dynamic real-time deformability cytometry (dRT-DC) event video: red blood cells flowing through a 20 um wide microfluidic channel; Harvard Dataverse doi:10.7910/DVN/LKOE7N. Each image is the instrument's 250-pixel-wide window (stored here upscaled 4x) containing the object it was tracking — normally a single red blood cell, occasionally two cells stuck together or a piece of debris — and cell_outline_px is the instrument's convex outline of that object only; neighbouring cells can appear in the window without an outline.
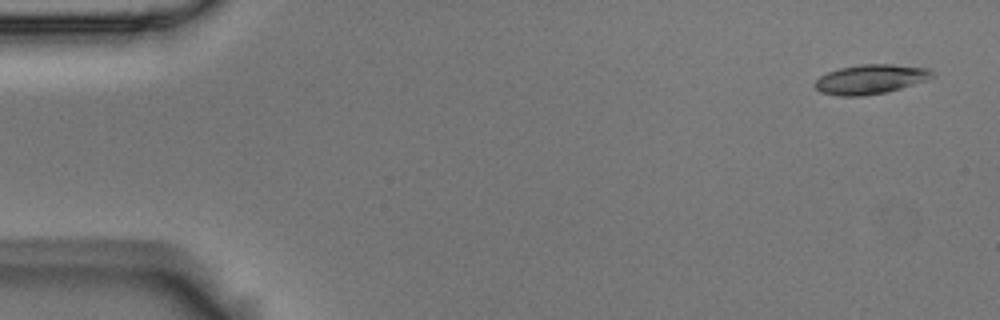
{"species": "Egyptian fruit bat (a non-hibernating species)", "species_latin": "Rousettus aegyptiacus", "temperature_condition": "room temperature", "stored_images_in_passage": 6, "camera_frame_rate_fps": 3000, "um_per_image_px": 0.085, "animal": {"sex": "male"}, "frame": {"image": 1, "passage_image": 1, "time_ms": 0.0, "image_size_px": [1000, 320], "cell_outline_px": [[936, 76], [928, 80], [900, 88], [884, 92], [860, 96], [840, 96], [820, 92], [812, 84], [820, 76], [828, 72], [840, 68], [860, 64], [892, 64], [928, 68]], "centroid_in_image_um": [73.99, 6.73], "position_along_channel_um": 11.0, "area_um2": 20.11}}
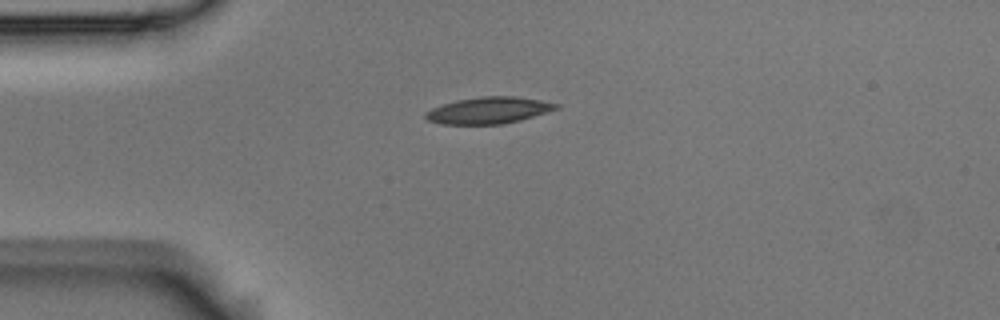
{"frame": {"image": 2, "passage_image": 4, "time_ms": 1.0, "image_size_px": [1000, 320], "cell_outline_px": [[560, 108], [520, 120], [504, 124], [440, 124], [428, 120], [424, 116], [424, 112], [432, 108], [456, 100], [480, 96], [516, 96], [540, 100], [560, 104]], "centroid_in_image_um": [41.54, 9.38], "position_along_channel_um": 43.5, "area_um2": 20.29}}
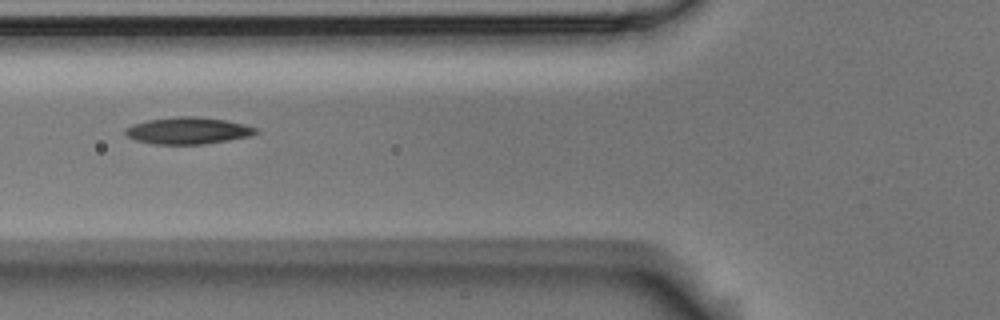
{"frame": {"image": 3, "passage_image": 6, "time_ms": 1.667, "image_size_px": [1000, 320], "cell_outline_px": [[260, 132], [252, 136], [204, 144], [156, 144], [136, 140], [128, 136], [124, 132], [124, 128], [132, 124], [148, 120], [176, 116], [196, 116], [228, 120], [260, 128]], "centroid_in_image_um": [16.04, 11.09], "position_along_channel_um": 109.8, "area_um2": 20.63}}